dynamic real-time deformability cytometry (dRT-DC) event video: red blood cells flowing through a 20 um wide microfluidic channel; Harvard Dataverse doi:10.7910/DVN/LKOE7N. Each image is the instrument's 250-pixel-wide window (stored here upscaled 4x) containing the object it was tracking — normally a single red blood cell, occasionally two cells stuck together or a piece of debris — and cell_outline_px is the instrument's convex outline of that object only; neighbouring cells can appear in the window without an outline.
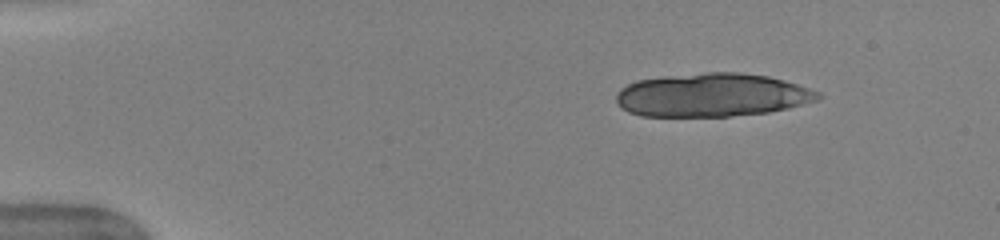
{"species": "human", "species_latin": "Homo sapiens", "temperature_condition": "warm", "stored_images_in_passage": 19, "camera_frame_rate_fps": 3000, "um_per_image_px": 0.085, "donor": {"sex": "female"}, "frame": {"image": 1, "passage_image": 1, "time_ms": 0.0, "image_size_px": [1000, 240], "cell_outline_px": [[824, 96], [816, 100], [788, 108], [768, 112], [728, 116], [640, 116], [628, 112], [620, 108], [616, 100], [616, 96], [620, 88], [636, 80], [664, 76], [704, 72], [736, 72], [768, 76], [784, 80], [820, 92]], "centroid_in_image_um": [60.49, 8.07], "position_along_channel_um": 24.5, "area_um2": 51.15}}